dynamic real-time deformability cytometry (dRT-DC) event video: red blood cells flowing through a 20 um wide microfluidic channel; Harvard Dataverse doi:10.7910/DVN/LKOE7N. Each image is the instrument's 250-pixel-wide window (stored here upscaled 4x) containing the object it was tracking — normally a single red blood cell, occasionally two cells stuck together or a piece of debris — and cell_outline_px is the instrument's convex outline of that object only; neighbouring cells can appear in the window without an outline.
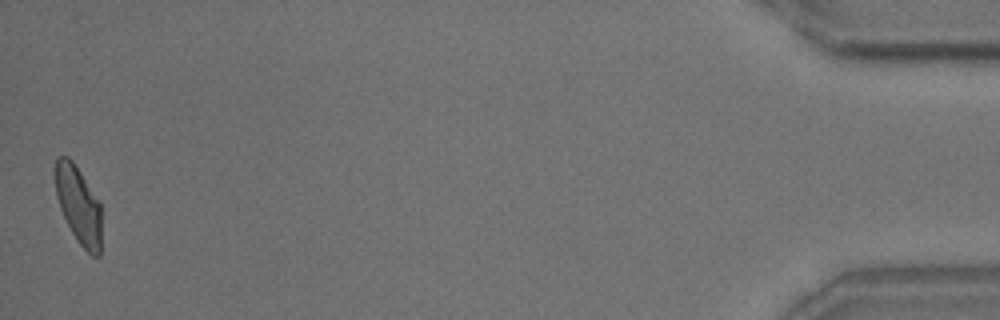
{"species": "common noctule bat (a hibernating species)", "species_latin": "Nyctalus noctula", "temperature_condition": "room temperature", "stored_images_in_passage": 40, "camera_frame_rate_fps": 3000, "um_per_image_px": 0.085, "animal": {"sex": "male", "body_mass_g": 18.8}, "frame": {"image": 1, "passage_image": 40, "time_ms": 13.0, "image_size_px": [1000, 320], "cell_outline_px": [[100, 256], [92, 256], [76, 240], [60, 208], [56, 196], [52, 168], [56, 156], [68, 156], [72, 160], [100, 200]], "centroid_in_image_um": [6.63, 17.34], "position_along_channel_um": 428.6, "area_um2": 21.27}, "authors_computed_cell_mechanics": {"area_um2": 22.2241, "velocity_mm_per_s": 3.6593, "shape_relaxation_time_tau1_ms": 6.9714, "shape_relaxation_time_tau2_ms": 1.7562, "deformation_change_tau1": 0.1724, "deformation_change_tau2": 0.0763}}